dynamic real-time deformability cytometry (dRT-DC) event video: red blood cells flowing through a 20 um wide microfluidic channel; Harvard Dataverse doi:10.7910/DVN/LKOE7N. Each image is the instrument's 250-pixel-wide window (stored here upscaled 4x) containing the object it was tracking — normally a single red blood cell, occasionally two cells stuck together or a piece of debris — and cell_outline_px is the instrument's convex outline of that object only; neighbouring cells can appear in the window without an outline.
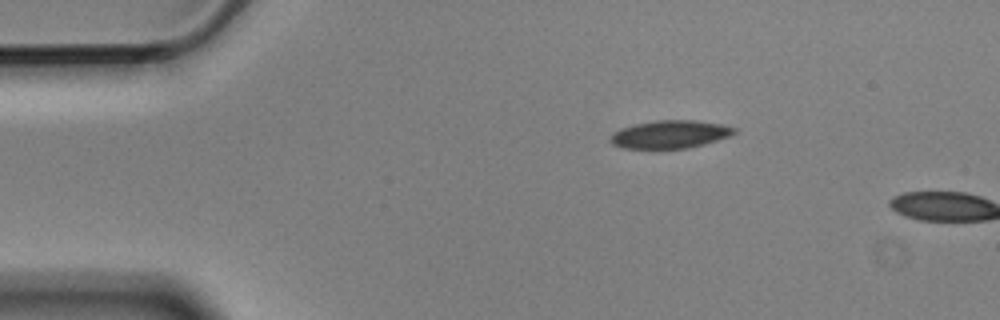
{"species": "Egyptian fruit bat (a non-hibernating species)", "species_latin": "Rousettus aegyptiacus", "temperature_condition": "cold", "stored_images_in_passage": 2, "camera_frame_rate_fps": 3000, "um_per_image_px": 0.085, "animal": {"sex": "male"}, "frame": {"image": 1, "passage_image": 1, "time_ms": 0.0, "image_size_px": [1000, 320], "cell_outline_px": [[736, 132], [732, 136], [704, 144], [688, 148], [624, 148], [612, 144], [608, 140], [612, 132], [620, 128], [636, 124], [656, 120], [696, 120], [720, 124], [736, 128]], "centroid_in_image_um": [56.95, 11.41], "position_along_channel_um": 28.1, "area_um2": 20.23}}